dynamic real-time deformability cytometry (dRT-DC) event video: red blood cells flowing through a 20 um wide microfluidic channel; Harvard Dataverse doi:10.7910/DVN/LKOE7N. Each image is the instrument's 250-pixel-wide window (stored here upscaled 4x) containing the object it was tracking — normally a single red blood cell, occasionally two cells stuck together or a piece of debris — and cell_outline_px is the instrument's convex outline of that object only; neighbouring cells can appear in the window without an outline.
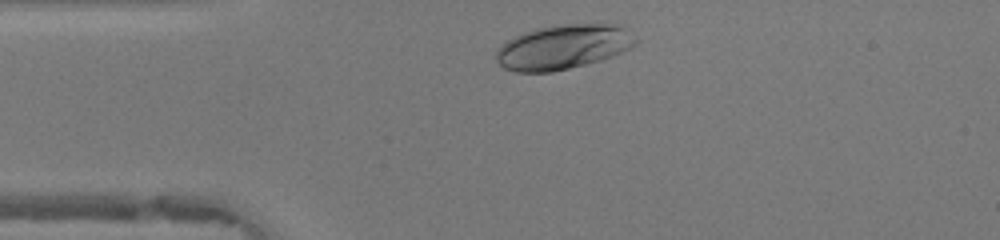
{"species": "human", "species_latin": "Homo sapiens", "temperature_condition": "warm", "stored_images_in_passage": 30, "camera_frame_rate_fps": 3000, "um_per_image_px": 0.085, "donor": {"sex": "female"}, "frame": {"image": 1, "passage_image": 2, "time_ms": 0.333, "image_size_px": [1000, 240], "cell_outline_px": [[640, 40], [632, 48], [624, 52], [600, 60], [552, 72], [516, 72], [504, 68], [496, 60], [496, 52], [512, 36], [536, 28], [568, 24], [620, 24]], "centroid_in_image_um": [47.92, 3.98], "position_along_channel_um": 37.1, "area_um2": 36.24}}
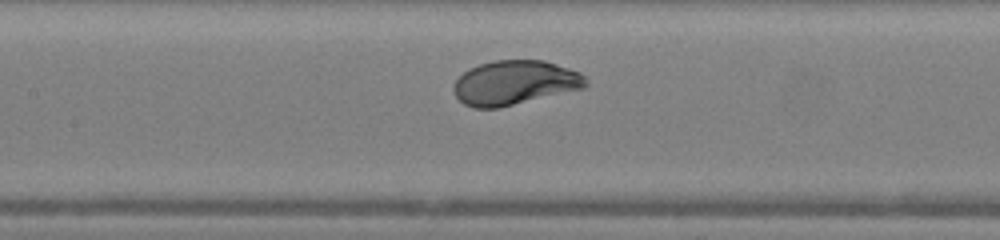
{"frame": {"image": 2, "passage_image": 13, "time_ms": 4.0, "image_size_px": [1000, 240], "cell_outline_px": [[588, 84], [584, 88], [500, 108], [472, 108], [464, 104], [456, 96], [452, 88], [456, 80], [468, 68], [480, 64], [496, 60], [544, 60], [580, 72], [588, 80]], "centroid_in_image_um": [43.75, 7.04], "position_along_channel_um": 163.6, "area_um2": 34.28}}
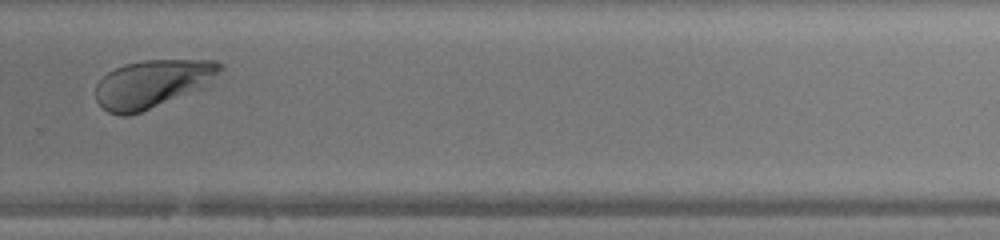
{"frame": {"image": 3, "passage_image": 24, "time_ms": 7.667, "image_size_px": [1000, 240], "cell_outline_px": [[224, 68], [208, 88], [140, 112], [128, 116], [120, 116], [108, 112], [96, 100], [96, 84], [108, 72], [124, 64], [144, 60], [220, 60]], "centroid_in_image_um": [13.05, 7.12], "position_along_channel_um": 316.7, "area_um2": 35.43}, "authors_computed_cell_mechanics": {"area_um2": 34.3621, "velocity_mm_per_s": 4.1855, "shape_relaxation_time_tau1_ms": 1.66, "shape_relaxation_time_tau2_ms": null, "deformation_change_tau1": 0.138, "deformation_change_tau2": null}}